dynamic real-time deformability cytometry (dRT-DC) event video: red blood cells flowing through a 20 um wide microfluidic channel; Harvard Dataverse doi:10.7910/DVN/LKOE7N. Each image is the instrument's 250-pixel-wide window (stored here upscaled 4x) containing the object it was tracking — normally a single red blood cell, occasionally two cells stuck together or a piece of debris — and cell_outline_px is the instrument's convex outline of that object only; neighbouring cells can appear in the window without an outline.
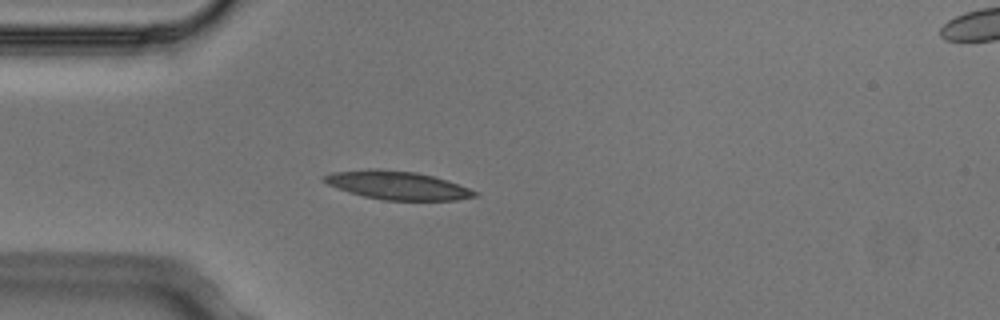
{"species": "Egyptian fruit bat (a non-hibernating species)", "species_latin": "Rousettus aegyptiacus", "temperature_condition": "cold", "stored_images_in_passage": 3, "camera_frame_rate_fps": 3000, "um_per_image_px": 0.085, "animal": {"sex": "male"}, "frame": {"image": 1, "passage_image": 3, "time_ms": 0.667, "image_size_px": [1000, 320], "cell_outline_px": [[476, 196], [456, 200], [384, 200], [364, 196], [348, 192], [328, 184], [320, 180], [320, 176], [332, 172], [368, 168], [376, 168], [416, 172], [432, 176], [468, 188], [476, 192]], "centroid_in_image_um": [33.66, 15.73], "position_along_channel_um": 51.3, "area_um2": 24.8}}